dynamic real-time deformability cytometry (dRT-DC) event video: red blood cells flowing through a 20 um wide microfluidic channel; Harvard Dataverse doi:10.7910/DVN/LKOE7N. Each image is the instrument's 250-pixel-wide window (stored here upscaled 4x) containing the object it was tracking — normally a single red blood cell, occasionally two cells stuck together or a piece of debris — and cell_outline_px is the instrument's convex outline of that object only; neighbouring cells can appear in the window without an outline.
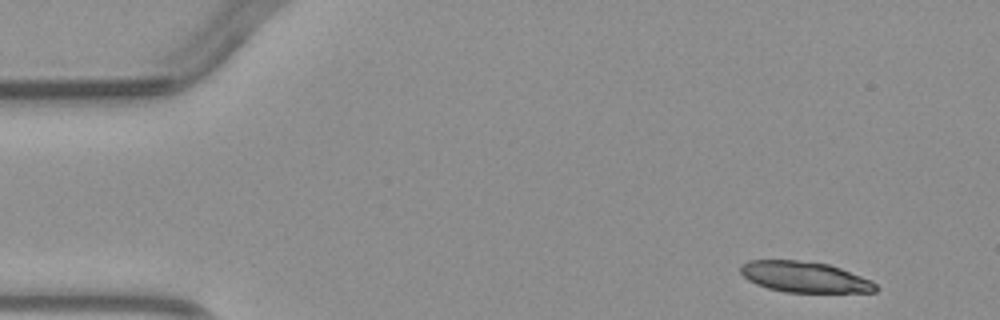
{"species": "common noctule bat (a hibernating species)", "species_latin": "Nyctalus noctula", "temperature_condition": "warm", "stored_images_in_passage": 3, "camera_frame_rate_fps": 3000, "um_per_image_px": 0.085, "animal": {"sex": "male", "body_mass_g": 23.1, "forearm_length_mm": 52.7}, "frame": {"image": 1, "passage_image": 1, "time_ms": 0.0, "image_size_px": [1000, 320], "cell_outline_px": [[880, 288], [876, 292], [784, 292], [768, 288], [756, 284], [748, 280], [740, 272], [740, 264], [748, 260], [796, 260], [828, 264], [840, 268], [872, 280]], "centroid_in_image_um": [68.39, 23.54], "position_along_channel_um": 16.6, "area_um2": 24.33}}